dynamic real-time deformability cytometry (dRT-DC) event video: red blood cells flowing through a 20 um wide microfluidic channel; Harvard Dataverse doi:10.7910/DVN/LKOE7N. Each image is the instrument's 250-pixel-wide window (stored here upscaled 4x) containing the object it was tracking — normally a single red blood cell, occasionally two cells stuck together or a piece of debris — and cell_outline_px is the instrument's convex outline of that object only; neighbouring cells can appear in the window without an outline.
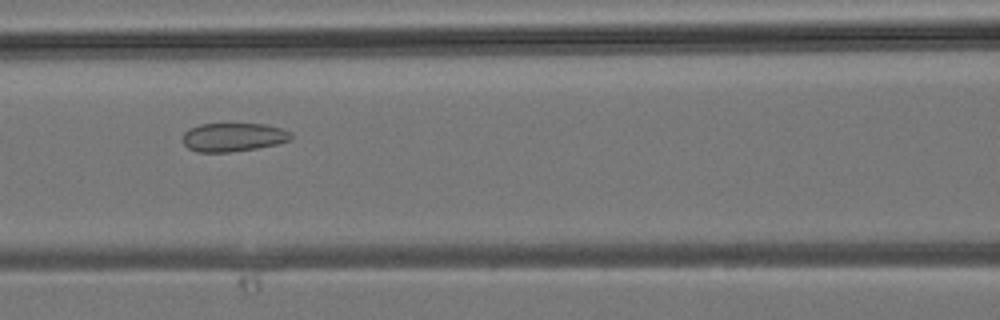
{"species": "common noctule bat (a hibernating species)", "species_latin": "Nyctalus noctula", "temperature_condition": "room temperature", "stored_images_in_passage": 36, "camera_frame_rate_fps": 3000, "um_per_image_px": 0.085, "animal": {"sex": "male", "body_mass_g": 19.2, "forearm_length_mm": 51.8}, "frame": {"image": 1, "passage_image": 16, "time_ms": 5.0, "image_size_px": [1000, 320], "cell_outline_px": [[292, 136], [288, 140], [276, 144], [256, 148], [228, 152], [196, 152], [188, 148], [184, 144], [184, 132], [188, 128], [200, 124], [264, 124], [280, 128], [292, 132]], "centroid_in_image_um": [19.8, 11.66], "position_along_channel_um": 146.8, "area_um2": 17.92}}
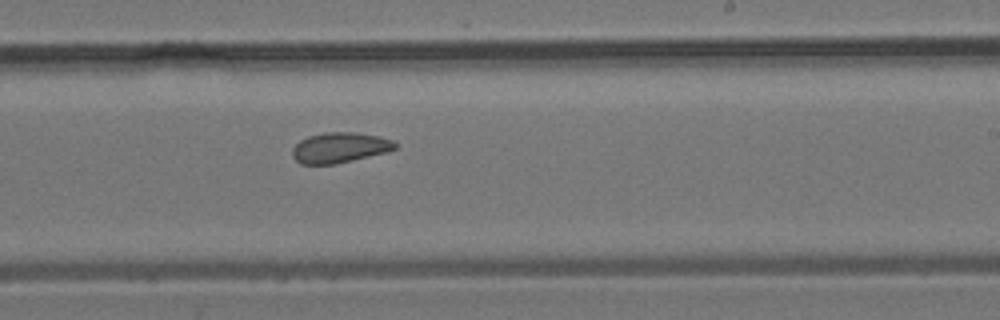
{"frame": {"image": 2, "passage_image": 22, "time_ms": 7.0, "image_size_px": [1000, 320], "cell_outline_px": [[396, 148], [388, 152], [336, 164], [300, 164], [292, 156], [292, 148], [300, 140], [308, 136], [324, 132], [356, 132], [376, 136], [392, 140], [396, 144]], "centroid_in_image_um": [28.85, 12.55], "position_along_channel_um": 260.1, "area_um2": 18.21}}
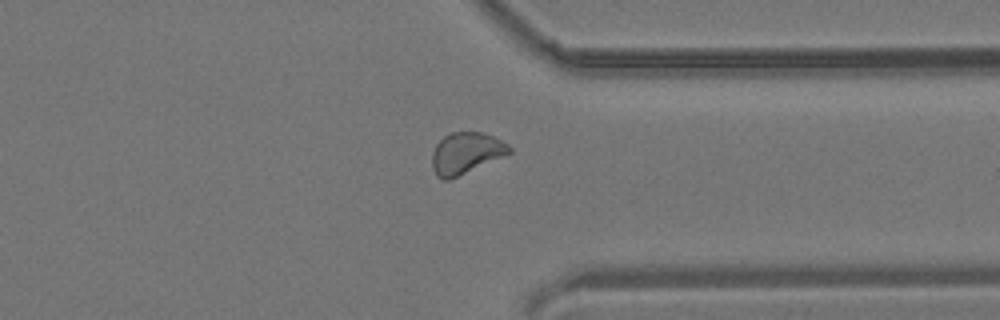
{"frame": {"image": 3, "passage_image": 28, "time_ms": 9.0, "image_size_px": [1000, 320], "cell_outline_px": [[512, 152], [504, 156], [448, 180], [444, 180], [436, 176], [432, 168], [432, 152], [436, 144], [444, 136], [452, 132], [480, 132], [492, 136], [508, 144], [512, 148]], "centroid_in_image_um": [39.59, 13.01], "position_along_channel_um": 371.8, "area_um2": 18.5}}